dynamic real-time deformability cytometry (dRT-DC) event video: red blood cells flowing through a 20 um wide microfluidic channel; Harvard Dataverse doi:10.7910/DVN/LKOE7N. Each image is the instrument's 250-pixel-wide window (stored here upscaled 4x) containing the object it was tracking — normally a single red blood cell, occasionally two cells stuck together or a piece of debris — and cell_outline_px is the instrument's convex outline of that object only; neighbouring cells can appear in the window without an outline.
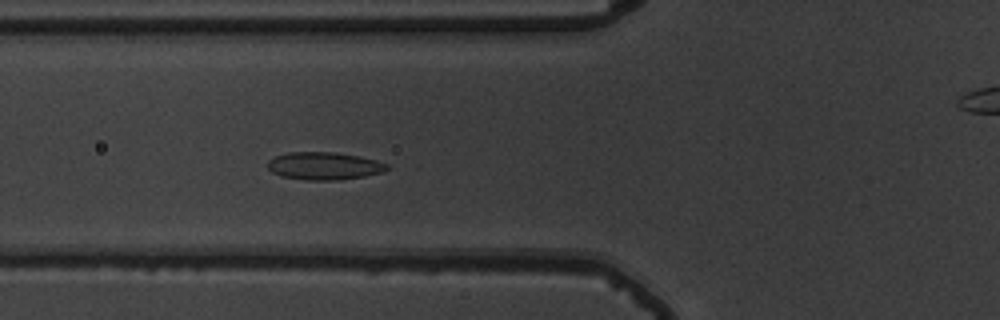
{"species": "common noctule bat (a hibernating species)", "species_latin": "Nyctalus noctula", "temperature_condition": "warm", "stored_images_in_passage": 22, "camera_frame_rate_fps": 3000, "um_per_image_px": 0.085, "animal": {"sex": "male", "body_mass_g": 19.5, "forearm_length_mm": 54.6}, "frame": {"image": 1, "passage_image": 9, "time_ms": 2.667, "image_size_px": [1000, 320], "cell_outline_px": [[388, 168], [384, 172], [364, 176], [340, 180], [304, 180], [280, 176], [272, 172], [268, 168], [268, 160], [276, 156], [288, 152], [336, 152], [360, 156], [376, 160], [388, 164]], "centroid_in_image_um": [27.55, 14.1], "position_along_channel_um": 98.2, "area_um2": 19.36}}
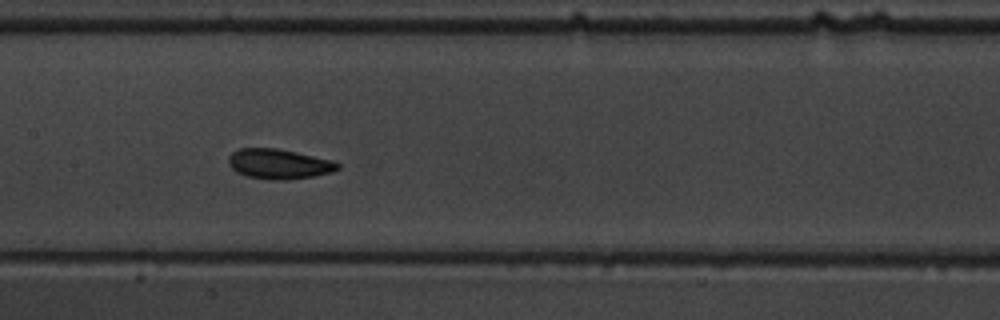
{"frame": {"image": 2, "passage_image": 16, "time_ms": 5.0, "image_size_px": [1000, 320], "cell_outline_px": [[340, 168], [332, 172], [312, 176], [284, 180], [272, 180], [248, 176], [236, 172], [228, 164], [228, 156], [232, 152], [240, 148], [276, 148], [336, 160], [340, 164]], "centroid_in_image_um": [23.73, 13.93], "position_along_channel_um": 183.7, "area_um2": 19.19}}
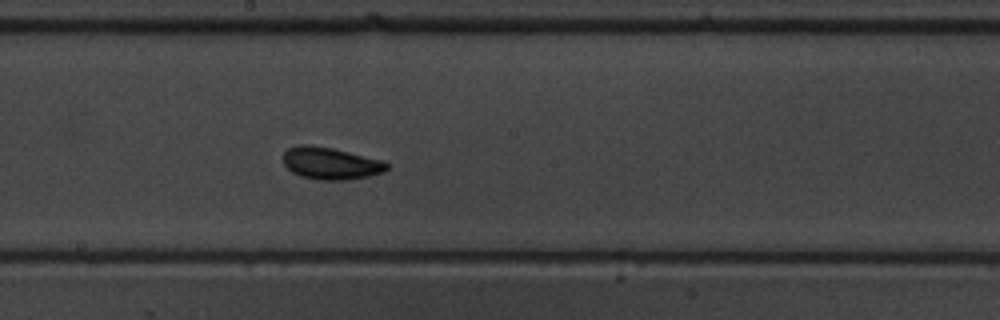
{"frame": {"image": 3, "passage_image": 19, "time_ms": 6.0, "image_size_px": [1000, 320], "cell_outline_px": [[388, 168], [384, 172], [368, 176], [344, 180], [320, 180], [300, 176], [292, 172], [284, 164], [284, 152], [288, 148], [300, 144], [308, 144], [332, 148], [384, 160], [388, 164]], "centroid_in_image_um": [28.11, 13.88], "position_along_channel_um": 220.1, "area_um2": 19.42}}